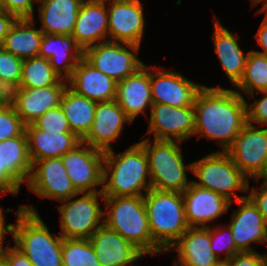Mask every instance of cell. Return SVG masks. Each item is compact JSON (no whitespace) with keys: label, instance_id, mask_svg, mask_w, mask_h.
I'll return each mask as SVG.
<instances>
[{"label":"cell","instance_id":"cell-1","mask_svg":"<svg viewBox=\"0 0 267 266\" xmlns=\"http://www.w3.org/2000/svg\"><path fill=\"white\" fill-rule=\"evenodd\" d=\"M244 98L235 89L204 85L194 100V135L216 140L226 151L247 123Z\"/></svg>","mask_w":267,"mask_h":266},{"label":"cell","instance_id":"cell-2","mask_svg":"<svg viewBox=\"0 0 267 266\" xmlns=\"http://www.w3.org/2000/svg\"><path fill=\"white\" fill-rule=\"evenodd\" d=\"M151 188L148 158L139 143L119 154L113 148L104 152V197L144 196Z\"/></svg>","mask_w":267,"mask_h":266},{"label":"cell","instance_id":"cell-3","mask_svg":"<svg viewBox=\"0 0 267 266\" xmlns=\"http://www.w3.org/2000/svg\"><path fill=\"white\" fill-rule=\"evenodd\" d=\"M13 225L14 246L33 266H63L61 235H52L36 207L19 205Z\"/></svg>","mask_w":267,"mask_h":266},{"label":"cell","instance_id":"cell-4","mask_svg":"<svg viewBox=\"0 0 267 266\" xmlns=\"http://www.w3.org/2000/svg\"><path fill=\"white\" fill-rule=\"evenodd\" d=\"M143 199L152 240L168 252L189 228L182 193L151 188Z\"/></svg>","mask_w":267,"mask_h":266},{"label":"cell","instance_id":"cell-5","mask_svg":"<svg viewBox=\"0 0 267 266\" xmlns=\"http://www.w3.org/2000/svg\"><path fill=\"white\" fill-rule=\"evenodd\" d=\"M104 199L105 226L116 231L141 251L161 250L152 240L143 196Z\"/></svg>","mask_w":267,"mask_h":266},{"label":"cell","instance_id":"cell-6","mask_svg":"<svg viewBox=\"0 0 267 266\" xmlns=\"http://www.w3.org/2000/svg\"><path fill=\"white\" fill-rule=\"evenodd\" d=\"M146 138L138 143L148 158L151 186L161 191L182 193L192 182L186 171L192 172V163L185 165L182 149L177 141L153 142Z\"/></svg>","mask_w":267,"mask_h":266},{"label":"cell","instance_id":"cell-7","mask_svg":"<svg viewBox=\"0 0 267 266\" xmlns=\"http://www.w3.org/2000/svg\"><path fill=\"white\" fill-rule=\"evenodd\" d=\"M192 174L198 181L192 180L199 187L210 189L225 197L233 204L235 201L246 198L237 196L236 191L248 192L250 180L234 164L226 151L213 152L192 162Z\"/></svg>","mask_w":267,"mask_h":266},{"label":"cell","instance_id":"cell-8","mask_svg":"<svg viewBox=\"0 0 267 266\" xmlns=\"http://www.w3.org/2000/svg\"><path fill=\"white\" fill-rule=\"evenodd\" d=\"M99 197L105 200L102 192H93L79 193L60 201V235L63 238L89 239L104 224V210L100 207Z\"/></svg>","mask_w":267,"mask_h":266},{"label":"cell","instance_id":"cell-9","mask_svg":"<svg viewBox=\"0 0 267 266\" xmlns=\"http://www.w3.org/2000/svg\"><path fill=\"white\" fill-rule=\"evenodd\" d=\"M139 45L104 41L83 51V58L115 81L124 80L144 63L137 57Z\"/></svg>","mask_w":267,"mask_h":266},{"label":"cell","instance_id":"cell-10","mask_svg":"<svg viewBox=\"0 0 267 266\" xmlns=\"http://www.w3.org/2000/svg\"><path fill=\"white\" fill-rule=\"evenodd\" d=\"M67 176L78 193L102 192L104 152L81 142L61 157Z\"/></svg>","mask_w":267,"mask_h":266},{"label":"cell","instance_id":"cell-11","mask_svg":"<svg viewBox=\"0 0 267 266\" xmlns=\"http://www.w3.org/2000/svg\"><path fill=\"white\" fill-rule=\"evenodd\" d=\"M195 130L194 106L175 107L153 103L150 109L147 135L154 140L183 142L190 140Z\"/></svg>","mask_w":267,"mask_h":266},{"label":"cell","instance_id":"cell-12","mask_svg":"<svg viewBox=\"0 0 267 266\" xmlns=\"http://www.w3.org/2000/svg\"><path fill=\"white\" fill-rule=\"evenodd\" d=\"M107 7L108 40L140 46L145 30L140 0H107Z\"/></svg>","mask_w":267,"mask_h":266},{"label":"cell","instance_id":"cell-13","mask_svg":"<svg viewBox=\"0 0 267 266\" xmlns=\"http://www.w3.org/2000/svg\"><path fill=\"white\" fill-rule=\"evenodd\" d=\"M226 152L248 179H254L267 158V127L247 122Z\"/></svg>","mask_w":267,"mask_h":266},{"label":"cell","instance_id":"cell-14","mask_svg":"<svg viewBox=\"0 0 267 266\" xmlns=\"http://www.w3.org/2000/svg\"><path fill=\"white\" fill-rule=\"evenodd\" d=\"M30 191L45 199L62 201L78 195L60 157L35 161L27 182Z\"/></svg>","mask_w":267,"mask_h":266},{"label":"cell","instance_id":"cell-15","mask_svg":"<svg viewBox=\"0 0 267 266\" xmlns=\"http://www.w3.org/2000/svg\"><path fill=\"white\" fill-rule=\"evenodd\" d=\"M68 81L61 79L56 85L43 88L18 87L11 91L10 103L25 126L33 124L49 109L61 105Z\"/></svg>","mask_w":267,"mask_h":266},{"label":"cell","instance_id":"cell-16","mask_svg":"<svg viewBox=\"0 0 267 266\" xmlns=\"http://www.w3.org/2000/svg\"><path fill=\"white\" fill-rule=\"evenodd\" d=\"M151 94L153 103L175 107L194 105L198 91L204 86L195 84L177 71L150 67Z\"/></svg>","mask_w":267,"mask_h":266},{"label":"cell","instance_id":"cell-17","mask_svg":"<svg viewBox=\"0 0 267 266\" xmlns=\"http://www.w3.org/2000/svg\"><path fill=\"white\" fill-rule=\"evenodd\" d=\"M125 123L133 122L116 100L98 102L94 122L82 142L103 152L111 150V143L121 137Z\"/></svg>","mask_w":267,"mask_h":266},{"label":"cell","instance_id":"cell-18","mask_svg":"<svg viewBox=\"0 0 267 266\" xmlns=\"http://www.w3.org/2000/svg\"><path fill=\"white\" fill-rule=\"evenodd\" d=\"M236 203L241 206L233 210L228 226L235 246L239 252H255L252 243H267V222L248 197Z\"/></svg>","mask_w":267,"mask_h":266},{"label":"cell","instance_id":"cell-19","mask_svg":"<svg viewBox=\"0 0 267 266\" xmlns=\"http://www.w3.org/2000/svg\"><path fill=\"white\" fill-rule=\"evenodd\" d=\"M182 196L189 227H208L207 223L220 218L232 204L225 197L193 182L182 192Z\"/></svg>","mask_w":267,"mask_h":266},{"label":"cell","instance_id":"cell-20","mask_svg":"<svg viewBox=\"0 0 267 266\" xmlns=\"http://www.w3.org/2000/svg\"><path fill=\"white\" fill-rule=\"evenodd\" d=\"M210 225L189 227L168 252L177 251L172 266H220L211 249Z\"/></svg>","mask_w":267,"mask_h":266},{"label":"cell","instance_id":"cell-21","mask_svg":"<svg viewBox=\"0 0 267 266\" xmlns=\"http://www.w3.org/2000/svg\"><path fill=\"white\" fill-rule=\"evenodd\" d=\"M115 100L132 122L139 114L147 116L146 110L153 104L150 67L144 64L135 73L118 81Z\"/></svg>","mask_w":267,"mask_h":266},{"label":"cell","instance_id":"cell-22","mask_svg":"<svg viewBox=\"0 0 267 266\" xmlns=\"http://www.w3.org/2000/svg\"><path fill=\"white\" fill-rule=\"evenodd\" d=\"M72 37L83 51L93 45L108 41L107 0L82 3Z\"/></svg>","mask_w":267,"mask_h":266},{"label":"cell","instance_id":"cell-23","mask_svg":"<svg viewBox=\"0 0 267 266\" xmlns=\"http://www.w3.org/2000/svg\"><path fill=\"white\" fill-rule=\"evenodd\" d=\"M38 56L47 58L54 72L68 81L83 58V50L71 35L44 34Z\"/></svg>","mask_w":267,"mask_h":266},{"label":"cell","instance_id":"cell-24","mask_svg":"<svg viewBox=\"0 0 267 266\" xmlns=\"http://www.w3.org/2000/svg\"><path fill=\"white\" fill-rule=\"evenodd\" d=\"M68 86L77 94L97 103L116 98L117 81L94 68L84 58L73 70Z\"/></svg>","mask_w":267,"mask_h":266},{"label":"cell","instance_id":"cell-25","mask_svg":"<svg viewBox=\"0 0 267 266\" xmlns=\"http://www.w3.org/2000/svg\"><path fill=\"white\" fill-rule=\"evenodd\" d=\"M101 266H126L141 250L104 224L89 238Z\"/></svg>","mask_w":267,"mask_h":266},{"label":"cell","instance_id":"cell-26","mask_svg":"<svg viewBox=\"0 0 267 266\" xmlns=\"http://www.w3.org/2000/svg\"><path fill=\"white\" fill-rule=\"evenodd\" d=\"M213 22L212 39L215 52L221 62V67L235 88L243 76L248 52L247 54L243 52L237 40L239 37L223 27L219 18L214 19Z\"/></svg>","mask_w":267,"mask_h":266},{"label":"cell","instance_id":"cell-27","mask_svg":"<svg viewBox=\"0 0 267 266\" xmlns=\"http://www.w3.org/2000/svg\"><path fill=\"white\" fill-rule=\"evenodd\" d=\"M37 3L43 34L72 36L81 0H38Z\"/></svg>","mask_w":267,"mask_h":266},{"label":"cell","instance_id":"cell-28","mask_svg":"<svg viewBox=\"0 0 267 266\" xmlns=\"http://www.w3.org/2000/svg\"><path fill=\"white\" fill-rule=\"evenodd\" d=\"M25 131L32 164L42 159L61 158L82 142L73 132L52 135L38 129L34 124L25 126Z\"/></svg>","mask_w":267,"mask_h":266},{"label":"cell","instance_id":"cell-29","mask_svg":"<svg viewBox=\"0 0 267 266\" xmlns=\"http://www.w3.org/2000/svg\"><path fill=\"white\" fill-rule=\"evenodd\" d=\"M35 23L32 18L17 19L0 46L22 60L38 57L44 34Z\"/></svg>","mask_w":267,"mask_h":266},{"label":"cell","instance_id":"cell-30","mask_svg":"<svg viewBox=\"0 0 267 266\" xmlns=\"http://www.w3.org/2000/svg\"><path fill=\"white\" fill-rule=\"evenodd\" d=\"M96 105L97 102L77 94L69 86L63 93L61 108L68 120L71 132L80 140L87 136L92 127Z\"/></svg>","mask_w":267,"mask_h":266},{"label":"cell","instance_id":"cell-31","mask_svg":"<svg viewBox=\"0 0 267 266\" xmlns=\"http://www.w3.org/2000/svg\"><path fill=\"white\" fill-rule=\"evenodd\" d=\"M3 166L22 185L27 184L32 171L26 131L20 136L2 141Z\"/></svg>","mask_w":267,"mask_h":266},{"label":"cell","instance_id":"cell-32","mask_svg":"<svg viewBox=\"0 0 267 266\" xmlns=\"http://www.w3.org/2000/svg\"><path fill=\"white\" fill-rule=\"evenodd\" d=\"M235 87L241 96L244 92L249 98L255 97V91L257 93L267 90V56L250 50L243 76Z\"/></svg>","mask_w":267,"mask_h":266},{"label":"cell","instance_id":"cell-33","mask_svg":"<svg viewBox=\"0 0 267 266\" xmlns=\"http://www.w3.org/2000/svg\"><path fill=\"white\" fill-rule=\"evenodd\" d=\"M60 80L47 58L38 56L23 60L19 87L43 88L56 85Z\"/></svg>","mask_w":267,"mask_h":266},{"label":"cell","instance_id":"cell-34","mask_svg":"<svg viewBox=\"0 0 267 266\" xmlns=\"http://www.w3.org/2000/svg\"><path fill=\"white\" fill-rule=\"evenodd\" d=\"M63 266H101L89 239L63 238Z\"/></svg>","mask_w":267,"mask_h":266},{"label":"cell","instance_id":"cell-35","mask_svg":"<svg viewBox=\"0 0 267 266\" xmlns=\"http://www.w3.org/2000/svg\"><path fill=\"white\" fill-rule=\"evenodd\" d=\"M23 60L0 46V82L10 91L19 87Z\"/></svg>","mask_w":267,"mask_h":266},{"label":"cell","instance_id":"cell-36","mask_svg":"<svg viewBox=\"0 0 267 266\" xmlns=\"http://www.w3.org/2000/svg\"><path fill=\"white\" fill-rule=\"evenodd\" d=\"M210 240L213 253L223 264L235 254L240 253L235 246L229 227L224 229L219 225L213 226V228L210 227ZM221 253L224 257L220 256Z\"/></svg>","mask_w":267,"mask_h":266},{"label":"cell","instance_id":"cell-37","mask_svg":"<svg viewBox=\"0 0 267 266\" xmlns=\"http://www.w3.org/2000/svg\"><path fill=\"white\" fill-rule=\"evenodd\" d=\"M38 129L49 134L71 132L68 120L59 105L56 108L49 109L41 115L34 123Z\"/></svg>","mask_w":267,"mask_h":266},{"label":"cell","instance_id":"cell-38","mask_svg":"<svg viewBox=\"0 0 267 266\" xmlns=\"http://www.w3.org/2000/svg\"><path fill=\"white\" fill-rule=\"evenodd\" d=\"M24 131L25 125L11 103L0 108V142L20 136Z\"/></svg>","mask_w":267,"mask_h":266},{"label":"cell","instance_id":"cell-39","mask_svg":"<svg viewBox=\"0 0 267 266\" xmlns=\"http://www.w3.org/2000/svg\"><path fill=\"white\" fill-rule=\"evenodd\" d=\"M261 93L264 96L260 100H254L251 105L246 101L247 122L267 127V90L257 92V94Z\"/></svg>","mask_w":267,"mask_h":266},{"label":"cell","instance_id":"cell-40","mask_svg":"<svg viewBox=\"0 0 267 266\" xmlns=\"http://www.w3.org/2000/svg\"><path fill=\"white\" fill-rule=\"evenodd\" d=\"M38 0H4L2 10L20 18H32L34 16V4ZM35 2V3H34Z\"/></svg>","mask_w":267,"mask_h":266},{"label":"cell","instance_id":"cell-41","mask_svg":"<svg viewBox=\"0 0 267 266\" xmlns=\"http://www.w3.org/2000/svg\"><path fill=\"white\" fill-rule=\"evenodd\" d=\"M224 266H267V253L240 252L225 262Z\"/></svg>","mask_w":267,"mask_h":266},{"label":"cell","instance_id":"cell-42","mask_svg":"<svg viewBox=\"0 0 267 266\" xmlns=\"http://www.w3.org/2000/svg\"><path fill=\"white\" fill-rule=\"evenodd\" d=\"M21 184L3 166L2 141L0 142V193L18 195Z\"/></svg>","mask_w":267,"mask_h":266},{"label":"cell","instance_id":"cell-43","mask_svg":"<svg viewBox=\"0 0 267 266\" xmlns=\"http://www.w3.org/2000/svg\"><path fill=\"white\" fill-rule=\"evenodd\" d=\"M248 193L247 197L257 207L258 211L267 222V184L261 183L259 188L253 187L251 190L248 186Z\"/></svg>","mask_w":267,"mask_h":266},{"label":"cell","instance_id":"cell-44","mask_svg":"<svg viewBox=\"0 0 267 266\" xmlns=\"http://www.w3.org/2000/svg\"><path fill=\"white\" fill-rule=\"evenodd\" d=\"M4 257L9 266H33L27 256L15 246H9Z\"/></svg>","mask_w":267,"mask_h":266},{"label":"cell","instance_id":"cell-45","mask_svg":"<svg viewBox=\"0 0 267 266\" xmlns=\"http://www.w3.org/2000/svg\"><path fill=\"white\" fill-rule=\"evenodd\" d=\"M17 19L18 18L11 13L3 10L0 12V45L3 43L5 36Z\"/></svg>","mask_w":267,"mask_h":266},{"label":"cell","instance_id":"cell-46","mask_svg":"<svg viewBox=\"0 0 267 266\" xmlns=\"http://www.w3.org/2000/svg\"><path fill=\"white\" fill-rule=\"evenodd\" d=\"M13 234V224H5L3 209H0V259L3 258L8 249V245L4 248L5 236Z\"/></svg>","mask_w":267,"mask_h":266},{"label":"cell","instance_id":"cell-47","mask_svg":"<svg viewBox=\"0 0 267 266\" xmlns=\"http://www.w3.org/2000/svg\"><path fill=\"white\" fill-rule=\"evenodd\" d=\"M256 39L258 44L263 48L262 51L253 50L256 53L267 56V14L265 13V17L256 33Z\"/></svg>","mask_w":267,"mask_h":266},{"label":"cell","instance_id":"cell-48","mask_svg":"<svg viewBox=\"0 0 267 266\" xmlns=\"http://www.w3.org/2000/svg\"><path fill=\"white\" fill-rule=\"evenodd\" d=\"M11 91L0 82V108L10 103Z\"/></svg>","mask_w":267,"mask_h":266},{"label":"cell","instance_id":"cell-49","mask_svg":"<svg viewBox=\"0 0 267 266\" xmlns=\"http://www.w3.org/2000/svg\"><path fill=\"white\" fill-rule=\"evenodd\" d=\"M157 253H166V251L163 250H155V251H141L135 258H133L126 266H135L134 263L137 262V260L141 259L143 256L147 254L151 255H157Z\"/></svg>","mask_w":267,"mask_h":266},{"label":"cell","instance_id":"cell-50","mask_svg":"<svg viewBox=\"0 0 267 266\" xmlns=\"http://www.w3.org/2000/svg\"><path fill=\"white\" fill-rule=\"evenodd\" d=\"M260 179H264L262 181V183H266L267 184V158L266 161L264 163V166L262 168V170L260 171V173L254 178V180H256L257 182L260 181Z\"/></svg>","mask_w":267,"mask_h":266},{"label":"cell","instance_id":"cell-51","mask_svg":"<svg viewBox=\"0 0 267 266\" xmlns=\"http://www.w3.org/2000/svg\"><path fill=\"white\" fill-rule=\"evenodd\" d=\"M258 12L260 13L266 12L267 14V0L263 1V6L260 8V10H258Z\"/></svg>","mask_w":267,"mask_h":266},{"label":"cell","instance_id":"cell-52","mask_svg":"<svg viewBox=\"0 0 267 266\" xmlns=\"http://www.w3.org/2000/svg\"><path fill=\"white\" fill-rule=\"evenodd\" d=\"M0 266H9L7 259L5 257L0 259Z\"/></svg>","mask_w":267,"mask_h":266},{"label":"cell","instance_id":"cell-53","mask_svg":"<svg viewBox=\"0 0 267 266\" xmlns=\"http://www.w3.org/2000/svg\"><path fill=\"white\" fill-rule=\"evenodd\" d=\"M250 1H251L252 5L255 6V5L263 2L264 0H250Z\"/></svg>","mask_w":267,"mask_h":266},{"label":"cell","instance_id":"cell-54","mask_svg":"<svg viewBox=\"0 0 267 266\" xmlns=\"http://www.w3.org/2000/svg\"><path fill=\"white\" fill-rule=\"evenodd\" d=\"M82 2H91V1H97V0H81Z\"/></svg>","mask_w":267,"mask_h":266},{"label":"cell","instance_id":"cell-55","mask_svg":"<svg viewBox=\"0 0 267 266\" xmlns=\"http://www.w3.org/2000/svg\"><path fill=\"white\" fill-rule=\"evenodd\" d=\"M4 0H0V6L3 7Z\"/></svg>","mask_w":267,"mask_h":266}]
</instances>
